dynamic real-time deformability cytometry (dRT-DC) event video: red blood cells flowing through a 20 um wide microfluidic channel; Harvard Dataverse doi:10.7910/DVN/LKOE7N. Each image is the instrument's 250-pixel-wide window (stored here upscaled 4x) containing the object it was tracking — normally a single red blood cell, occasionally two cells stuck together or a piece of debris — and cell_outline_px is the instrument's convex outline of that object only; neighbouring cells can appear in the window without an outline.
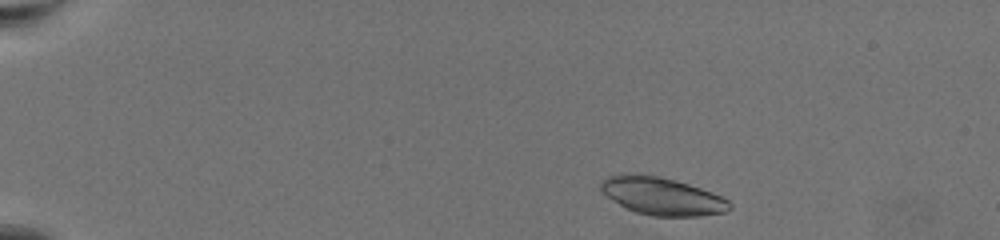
{"species": "common noctule bat (a hibernating species)", "species_latin": "Nyctalus noctula", "temperature_condition": "warm", "stored_images_in_passage": 56, "camera_frame_rate_fps": 3000, "um_per_image_px": 0.085, "animal": {"sex": "female", "body_mass_g": 19.5, "forearm_length_mm": 54.1}, "frame": {"image": 1, "passage_image": 4, "time_ms": 1.0, "image_size_px": [1000, 240], "cell_outline_px": [[732, 208], [724, 212], [700, 216], [652, 216], [636, 212], [624, 208], [608, 196], [600, 188], [600, 180], [608, 176], [656, 176], [676, 180], [700, 188], [720, 196], [728, 200], [732, 204]], "centroid_in_image_um": [56.31, 16.71], "position_along_channel_um": 28.7, "area_um2": 27.57}}
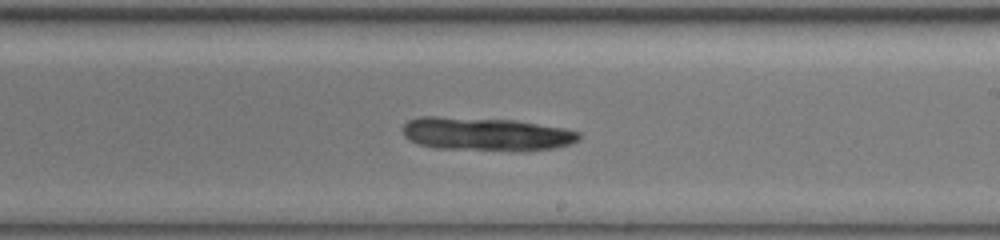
{"frame": {"image": 2, "passage_image": 33, "time_ms": 10.667, "image_size_px": [1000, 240], "cell_outline_px": [[580, 140], [556, 148], [520, 152], [512, 152], [432, 148], [416, 144], [408, 140], [404, 136], [400, 128], [408, 120], [420, 116], [436, 116], [512, 120], [564, 128], [580, 132]], "centroid_in_image_um": [41.26, 11.42], "position_along_channel_um": 247.7, "area_um2": 35.14}}
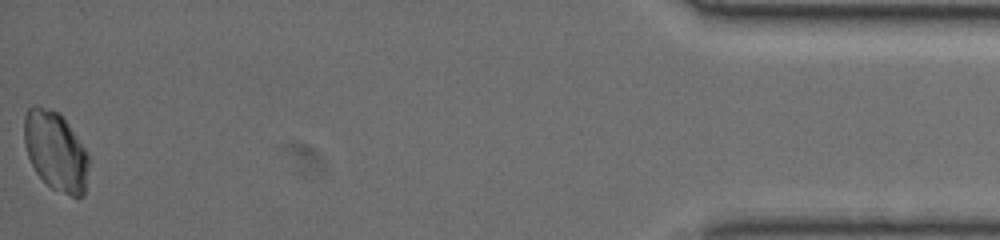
{"frame": {"image": 3, "passage_image": 56, "time_ms": 18.333, "image_size_px": [1000, 240], "cell_outline_px": [[88, 164], [84, 196], [72, 196], [52, 188], [36, 172], [28, 156], [24, 144], [24, 116], [28, 108], [32, 104], [60, 112], [88, 152]], "centroid_in_image_um": [4.72, 12.81], "position_along_channel_um": 430.5, "area_um2": 29.71}}